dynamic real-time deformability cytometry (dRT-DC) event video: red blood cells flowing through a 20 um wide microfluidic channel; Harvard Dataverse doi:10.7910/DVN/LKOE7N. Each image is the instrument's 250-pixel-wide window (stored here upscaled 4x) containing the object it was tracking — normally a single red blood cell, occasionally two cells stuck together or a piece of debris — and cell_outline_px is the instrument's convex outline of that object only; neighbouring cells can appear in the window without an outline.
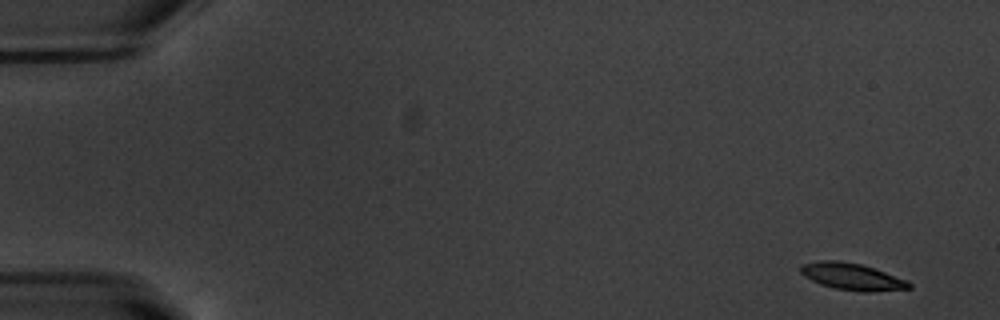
{"species": "common noctule bat (a hibernating species)", "species_latin": "Nyctalus noctula", "temperature_condition": "warm", "stored_images_in_passage": 53, "camera_frame_rate_fps": 3000, "um_per_image_px": 0.085, "animal": {"sex": "male", "body_mass_g": 20.1, "forearm_length_mm": 53.5}, "frame": {"image": 1, "passage_image": 2, "time_ms": 0.333, "image_size_px": [1000, 320], "cell_outline_px": [[912, 288], [872, 292], [860, 292], [836, 288], [820, 284], [804, 276], [800, 272], [800, 268], [804, 264], [820, 260], [836, 260], [860, 264], [908, 280], [912, 284]], "centroid_in_image_um": [72.45, 23.52], "position_along_channel_um": 12.6, "area_um2": 16.82}}
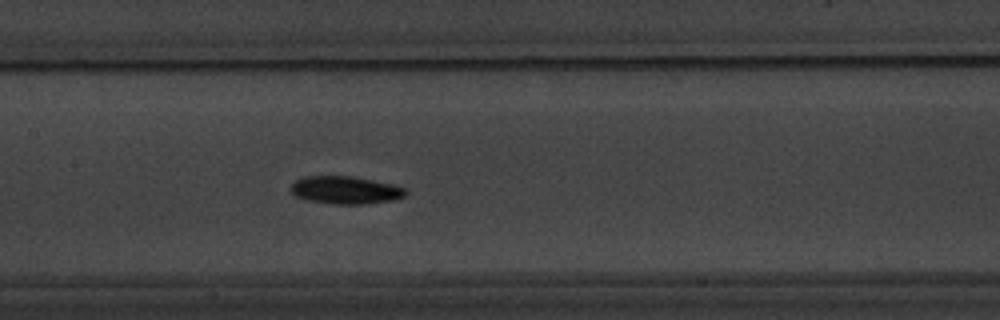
{"frame": {"image": 2, "passage_image": 26, "time_ms": 8.333, "image_size_px": [1000, 320], "cell_outline_px": [[408, 192], [404, 196], [396, 200], [368, 204], [332, 204], [304, 200], [296, 196], [288, 188], [296, 180], [304, 176], [352, 176], [392, 184], [408, 188]], "centroid_in_image_um": [29.38, 16.17], "position_along_channel_um": 178.0, "area_um2": 18.9}}
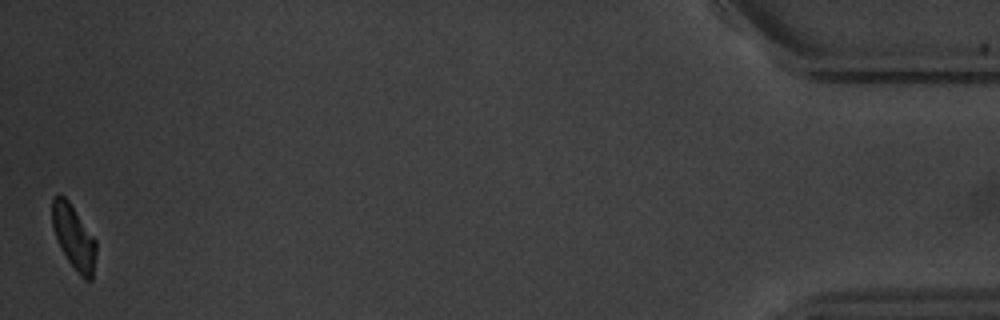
{"frame": {"image": 3, "passage_image": 53, "time_ms": 17.333, "image_size_px": [1000, 320], "cell_outline_px": [[96, 252], [92, 280], [84, 280], [80, 276], [68, 260], [60, 248], [52, 228], [52, 200], [56, 196], [64, 196], [68, 200], [96, 240]], "centroid_in_image_um": [6.27, 20.19], "position_along_channel_um": 428.9, "area_um2": 16.3}, "authors_computed_cell_mechanics": {"area_um2": 17.629, "velocity_mm_per_s": 3.7574, "shape_relaxation_time_tau1_ms": 4.0044, "shape_relaxation_time_tau2_ms": null, "deformation_change_tau1": 0.135, "deformation_change_tau2": null}}